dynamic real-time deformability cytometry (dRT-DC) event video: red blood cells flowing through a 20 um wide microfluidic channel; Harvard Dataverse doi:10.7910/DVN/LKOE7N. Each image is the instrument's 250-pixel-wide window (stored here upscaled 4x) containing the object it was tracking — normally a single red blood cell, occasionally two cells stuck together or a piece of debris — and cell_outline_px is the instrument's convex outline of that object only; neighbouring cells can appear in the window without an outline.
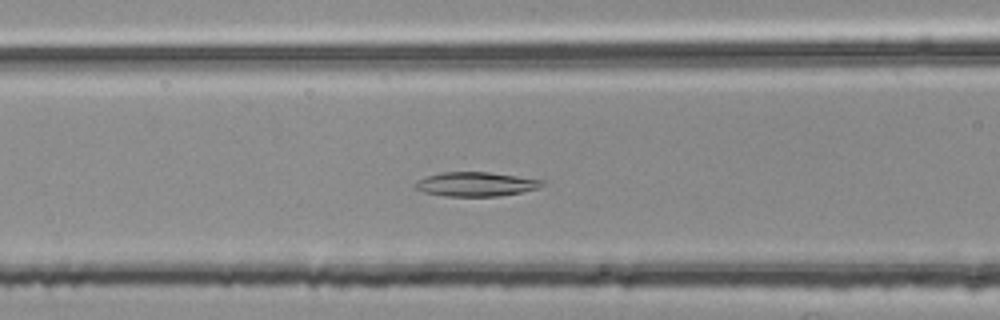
{"species": "common noctule bat (a hibernating species)", "species_latin": "Nyctalus noctula", "temperature_condition": "room temperature", "stored_images_in_passage": 38, "camera_frame_rate_fps": 3000, "um_per_image_px": 0.085, "animal": {"sex": "female", "body_mass_g": 25.1}, "frame": {"image": 1, "passage_image": 8, "time_ms": 2.333, "image_size_px": [1000, 320], "cell_outline_px": [[544, 184], [540, 188], [500, 196], [444, 196], [424, 192], [412, 188], [412, 184], [416, 180], [440, 172], [488, 172], [544, 180]], "centroid_in_image_um": [40.39, 15.65], "position_along_channel_um": 126.2, "area_um2": 18.03}}
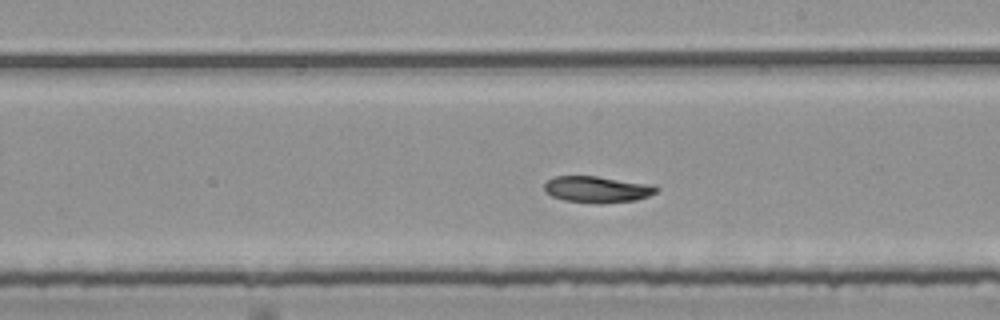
{"frame": {"image": 2, "passage_image": 17, "time_ms": 5.333, "image_size_px": [1000, 320], "cell_outline_px": [[660, 188], [656, 192], [648, 196], [636, 200], [600, 204], [596, 204], [564, 200], [552, 196], [544, 188], [544, 184], [552, 176], [596, 176], [652, 184]], "centroid_in_image_um": [50.78, 16.1], "position_along_channel_um": 238.2, "area_um2": 17.34}}
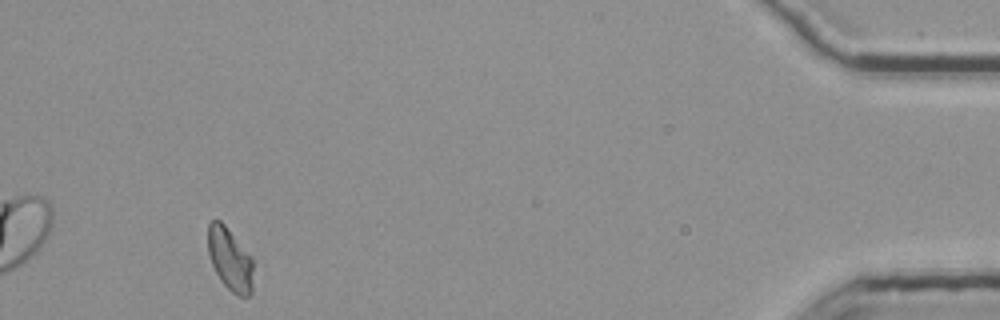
{"frame": {"image": 3, "passage_image": 37, "time_ms": 12.0, "image_size_px": [1000, 320], "cell_outline_px": [[252, 292], [248, 296], [240, 296], [232, 292], [220, 280], [212, 264], [208, 252], [208, 224], [212, 220], [220, 220], [224, 224], [252, 256]], "centroid_in_image_um": [19.55, 22.02], "position_along_channel_um": 415.7, "area_um2": 16.47}}